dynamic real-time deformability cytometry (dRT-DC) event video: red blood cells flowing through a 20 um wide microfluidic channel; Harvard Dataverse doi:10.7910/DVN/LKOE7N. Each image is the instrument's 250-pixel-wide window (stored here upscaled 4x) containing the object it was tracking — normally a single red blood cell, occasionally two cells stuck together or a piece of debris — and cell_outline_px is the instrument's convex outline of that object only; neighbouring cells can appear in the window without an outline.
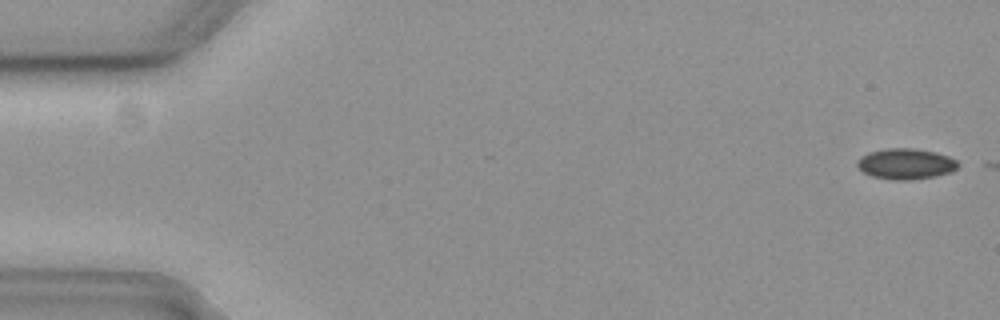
{"species": "common noctule bat (a hibernating species)", "species_latin": "Nyctalus noctula", "temperature_condition": "cold", "stored_images_in_passage": 11, "camera_frame_rate_fps": 3000, "um_per_image_px": 0.085, "animal": {"sex": "female", "body_mass_g": 19.3, "forearm_length_mm": 54.1}, "frame": {"image": 1, "passage_image": 1, "time_ms": 0.0, "image_size_px": [1000, 320], "cell_outline_px": [[960, 164], [952, 172], [936, 176], [912, 180], [892, 180], [872, 176], [864, 172], [856, 164], [860, 156], [868, 152], [888, 148], [912, 148], [936, 152], [948, 156], [956, 160]], "centroid_in_image_um": [77.0, 13.93], "position_along_channel_um": 8.0, "area_um2": 18.15}}